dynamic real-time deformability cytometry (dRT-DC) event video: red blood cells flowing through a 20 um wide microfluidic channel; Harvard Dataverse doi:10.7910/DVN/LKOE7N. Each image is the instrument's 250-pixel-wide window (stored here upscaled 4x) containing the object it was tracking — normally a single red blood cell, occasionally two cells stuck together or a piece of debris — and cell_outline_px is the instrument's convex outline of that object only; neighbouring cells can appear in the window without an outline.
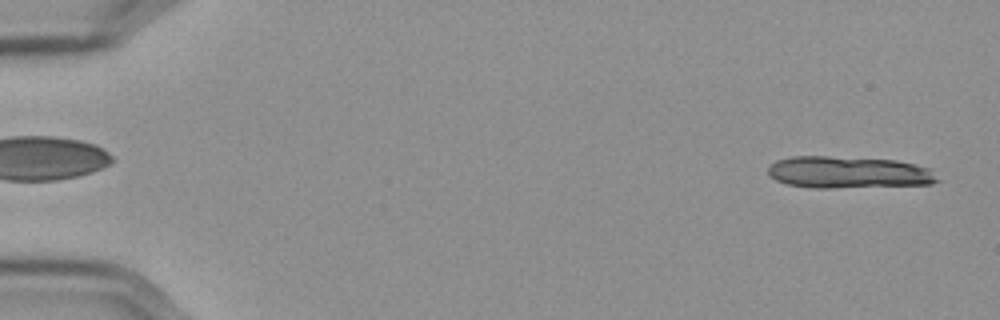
{"species": "Egyptian fruit bat (a non-hibernating species)", "species_latin": "Rousettus aegyptiacus", "temperature_condition": "cold", "stored_images_in_passage": 14, "camera_frame_rate_fps": 3000, "um_per_image_px": 0.085, "frame": {"image": 1, "passage_image": 2, "time_ms": 0.333, "image_size_px": [1000, 320], "cell_outline_px": [[944, 180], [932, 184], [832, 188], [808, 188], [788, 184], [776, 180], [768, 176], [768, 168], [776, 160], [792, 156], [828, 156], [896, 160], [932, 168]], "centroid_in_image_um": [72.19, 14.65], "position_along_channel_um": 12.8, "area_um2": 32.02}}